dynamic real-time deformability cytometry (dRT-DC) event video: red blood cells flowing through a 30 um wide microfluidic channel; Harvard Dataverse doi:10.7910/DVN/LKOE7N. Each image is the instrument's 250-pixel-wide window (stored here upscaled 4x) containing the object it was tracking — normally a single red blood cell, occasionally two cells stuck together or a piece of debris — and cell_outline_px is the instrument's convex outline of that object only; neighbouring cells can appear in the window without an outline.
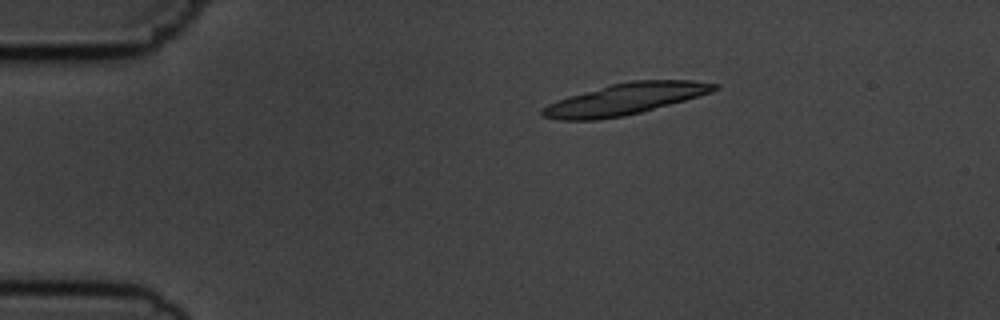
{"species": "common noctule bat (a hibernating species)", "species_latin": "Nyctalus noctula", "temperature_condition": "cold", "stored_images_in_passage": 4, "camera_frame_rate_fps": 3000, "um_per_image_px": 0.085, "animal": {"sex": "male", "body_mass_g": 19.5, "forearm_length_mm": 54.6}, "frame": {"image": 1, "passage_image": 1, "time_ms": 0.0, "image_size_px": [1000, 320], "cell_outline_px": [[720, 88], [712, 92], [684, 100], [640, 112], [624, 116], [596, 120], [560, 120], [544, 116], [540, 112], [540, 108], [556, 100], [568, 96], [612, 84], [632, 80], [692, 80], [720, 84]], "centroid_in_image_um": [53.13, 8.41], "position_along_channel_um": 31.9, "area_um2": 31.27}}